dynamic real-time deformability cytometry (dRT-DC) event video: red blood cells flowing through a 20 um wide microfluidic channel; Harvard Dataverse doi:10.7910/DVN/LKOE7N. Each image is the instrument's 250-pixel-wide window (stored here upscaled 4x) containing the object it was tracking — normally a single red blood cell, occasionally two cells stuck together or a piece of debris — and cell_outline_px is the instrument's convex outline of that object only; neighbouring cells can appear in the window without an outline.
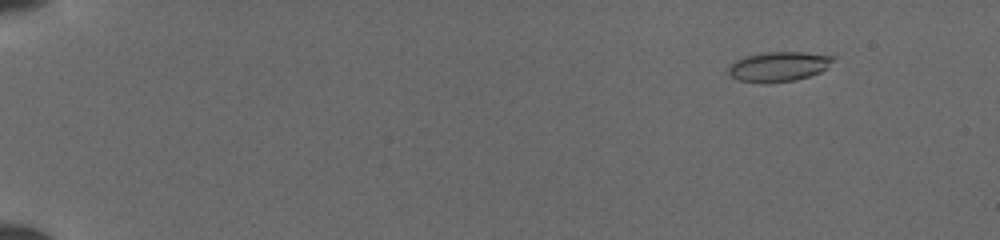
{"species": "common noctule bat (a hibernating species)", "species_latin": "Nyctalus noctula", "temperature_condition": "cold", "stored_images_in_passage": 52, "camera_frame_rate_fps": 3000, "um_per_image_px": 0.085, "animal": {"sex": "female", "body_mass_g": 19.5, "forearm_length_mm": 54.1}, "frame": {"image": 1, "passage_image": 7, "time_ms": 2.0, "image_size_px": [1000, 240], "cell_outline_px": [[836, 56], [820, 72], [808, 76], [792, 80], [740, 80], [732, 76], [728, 72], [728, 68], [736, 60], [744, 56], [764, 52], [804, 52]], "centroid_in_image_um": [66.19, 5.59], "position_along_channel_um": 18.8, "area_um2": 17.17}}
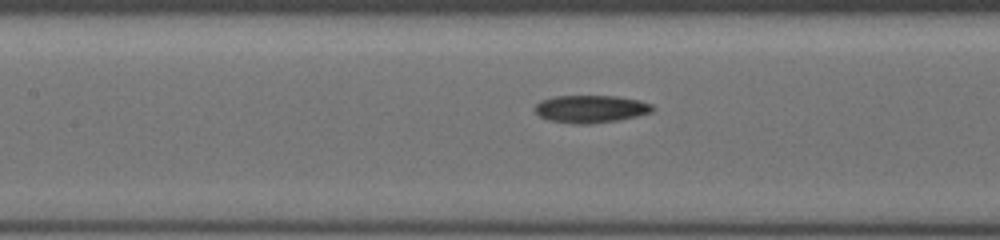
{"frame": {"image": 2, "passage_image": 27, "time_ms": 8.667, "image_size_px": [1000, 240], "cell_outline_px": [[656, 108], [652, 112], [620, 120], [592, 124], [572, 124], [548, 120], [540, 116], [536, 112], [536, 104], [540, 100], [556, 96], [616, 96], [640, 100], [652, 104]], "centroid_in_image_um": [50.24, 9.26], "position_along_channel_um": 157.2, "area_um2": 19.07}}
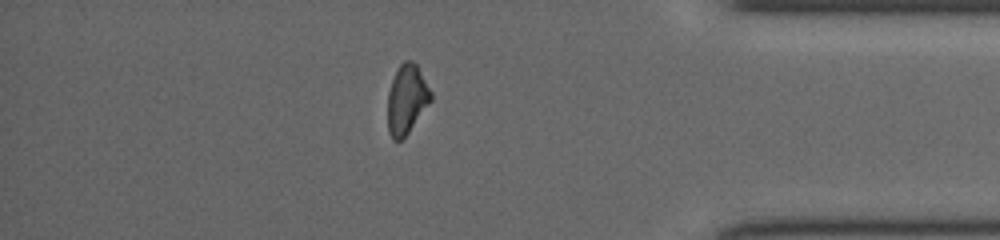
{"frame": {"image": 3, "passage_image": 46, "time_ms": 15.0, "image_size_px": [1000, 240], "cell_outline_px": [[432, 100], [408, 132], [400, 140], [392, 140], [388, 132], [388, 92], [392, 80], [400, 64], [404, 60], [412, 60], [416, 64], [432, 92]], "centroid_in_image_um": [34.57, 8.43], "position_along_channel_um": 400.6, "area_um2": 17.28}}